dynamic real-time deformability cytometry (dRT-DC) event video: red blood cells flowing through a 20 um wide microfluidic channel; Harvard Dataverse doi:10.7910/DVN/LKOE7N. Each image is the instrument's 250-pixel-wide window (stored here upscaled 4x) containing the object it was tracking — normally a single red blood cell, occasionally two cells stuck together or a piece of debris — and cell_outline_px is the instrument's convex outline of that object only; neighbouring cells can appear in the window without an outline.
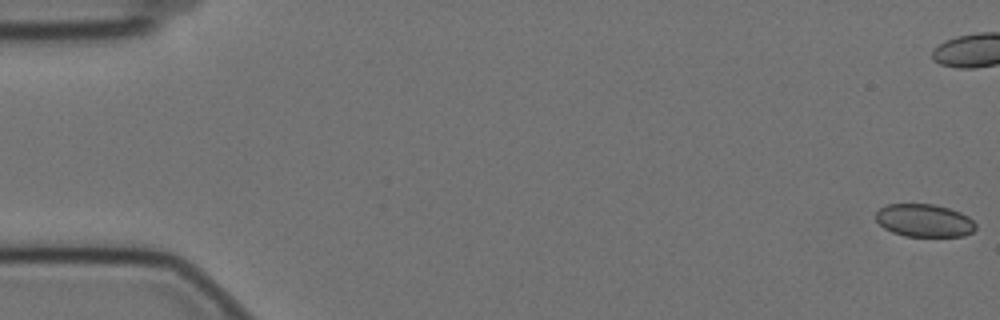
{"species": "Egyptian fruit bat (a non-hibernating species)", "species_latin": "Rousettus aegyptiacus", "temperature_condition": "cold", "stored_images_in_passage": 52, "camera_frame_rate_fps": 3000, "um_per_image_px": 0.085, "animal": {"sex": "female"}, "frame": {"image": 1, "passage_image": 1, "time_ms": 0.0, "image_size_px": [1000, 320], "cell_outline_px": [[976, 228], [972, 232], [964, 236], [904, 236], [892, 232], [884, 228], [876, 220], [876, 212], [880, 208], [888, 204], [932, 204], [948, 208], [960, 212], [968, 216], [976, 224]], "centroid_in_image_um": [78.56, 18.74], "position_along_channel_um": 6.4, "area_um2": 19.07}}
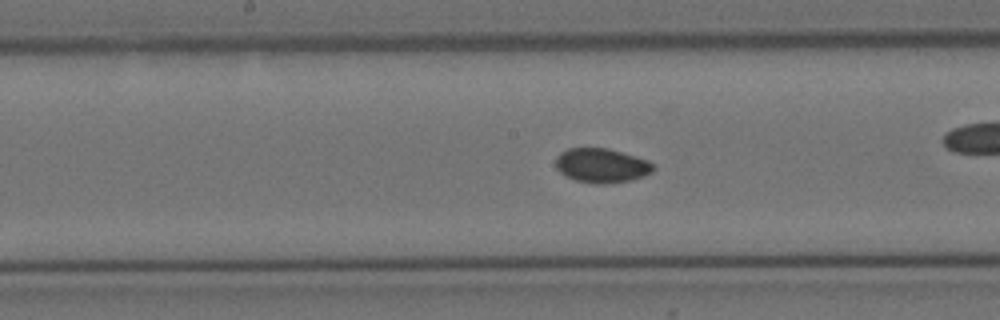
{"frame": {"image": 2, "passage_image": 30, "time_ms": 9.667, "image_size_px": [1000, 320], "cell_outline_px": [[656, 168], [652, 172], [644, 176], [628, 180], [604, 184], [600, 184], [576, 180], [560, 172], [556, 168], [556, 156], [560, 152], [568, 148], [608, 148], [648, 160]], "centroid_in_image_um": [51.13, 14.05], "position_along_channel_um": 197.1, "area_um2": 19.36}}
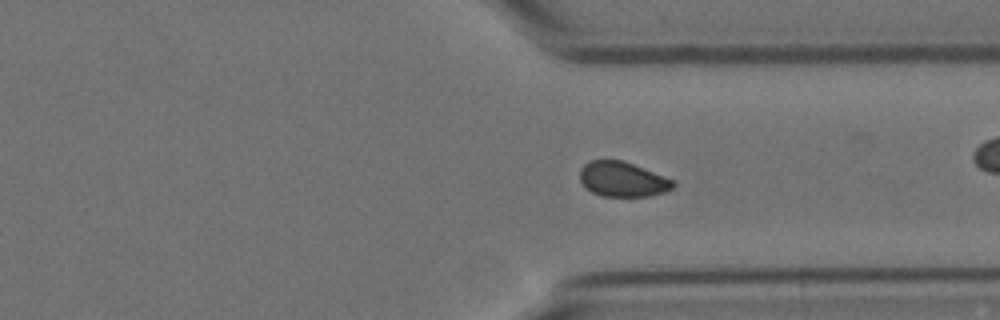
{"frame": {"image": 3, "passage_image": 44, "time_ms": 14.333, "image_size_px": [1000, 320], "cell_outline_px": [[676, 184], [672, 188], [664, 192], [648, 196], [604, 196], [592, 192], [584, 188], [580, 180], [580, 168], [588, 160], [624, 160], [664, 176], [672, 180]], "centroid_in_image_um": [52.88, 15.23], "position_along_channel_um": 358.5, "area_um2": 19.02}}